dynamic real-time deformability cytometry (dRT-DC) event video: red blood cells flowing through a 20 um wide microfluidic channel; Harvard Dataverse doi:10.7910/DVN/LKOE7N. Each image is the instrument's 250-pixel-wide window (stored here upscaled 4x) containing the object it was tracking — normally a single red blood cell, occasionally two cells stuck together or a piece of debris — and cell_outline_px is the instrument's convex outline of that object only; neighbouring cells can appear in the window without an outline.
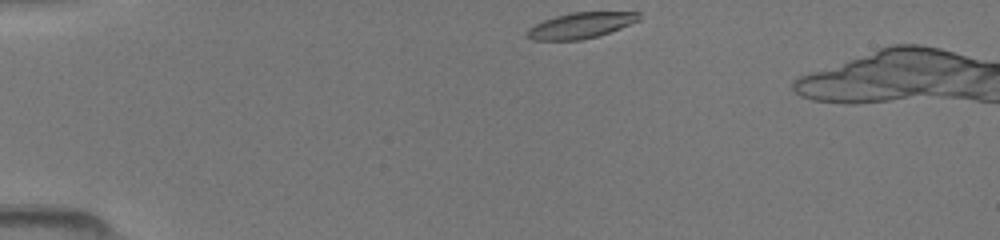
{"species": "common noctule bat (a hibernating species)", "species_latin": "Nyctalus noctula", "temperature_condition": "room temperature", "stored_images_in_passage": 36, "camera_frame_rate_fps": 3000, "um_per_image_px": 0.085, "animal": {"sex": "female", "body_mass_g": 19.5, "forearm_length_mm": 54.1}, "frame": {"image": 1, "passage_image": 1, "time_ms": 0.0, "image_size_px": [1000, 240], "cell_outline_px": [[640, 20], [620, 28], [596, 36], [580, 40], [532, 40], [524, 32], [528, 28], [544, 20], [556, 16], [572, 12], [640, 12]], "centroid_in_image_um": [49.34, 2.16], "position_along_channel_um": 35.7, "area_um2": 16.65}}
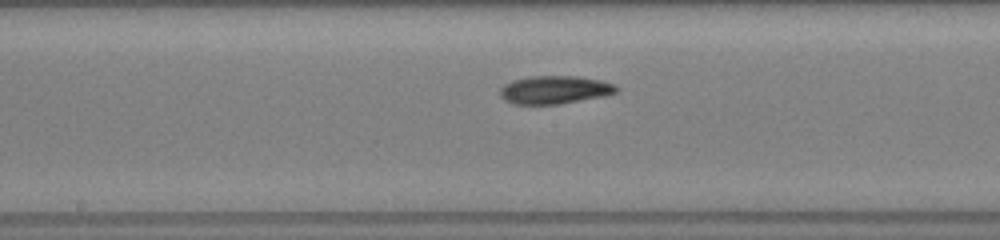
{"frame": {"image": 2, "passage_image": 17, "time_ms": 5.333, "image_size_px": [1000, 240], "cell_outline_px": [[620, 88], [616, 92], [604, 96], [560, 104], [512, 104], [504, 100], [500, 96], [500, 88], [504, 84], [512, 80], [532, 76], [576, 76], [600, 80], [612, 84]], "centroid_in_image_um": [47.11, 7.64], "position_along_channel_um": 201.1, "area_um2": 19.07}}
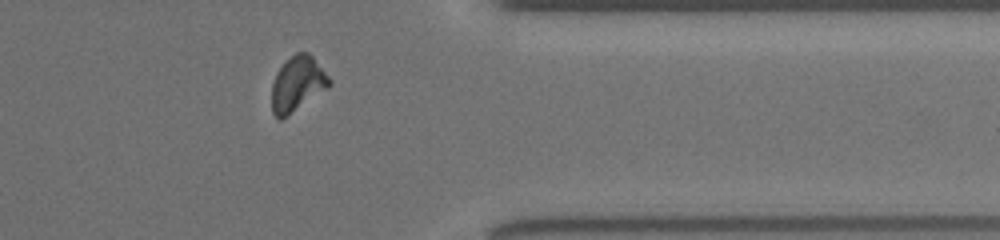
{"frame": {"image": 3, "passage_image": 31, "time_ms": 10.0, "image_size_px": [1000, 240], "cell_outline_px": [[332, 84], [328, 88], [280, 120], [272, 112], [272, 84], [276, 72], [296, 52], [308, 52], [312, 56], [332, 80]], "centroid_in_image_um": [25.29, 7.12], "position_along_channel_um": 386.1, "area_um2": 18.15}}